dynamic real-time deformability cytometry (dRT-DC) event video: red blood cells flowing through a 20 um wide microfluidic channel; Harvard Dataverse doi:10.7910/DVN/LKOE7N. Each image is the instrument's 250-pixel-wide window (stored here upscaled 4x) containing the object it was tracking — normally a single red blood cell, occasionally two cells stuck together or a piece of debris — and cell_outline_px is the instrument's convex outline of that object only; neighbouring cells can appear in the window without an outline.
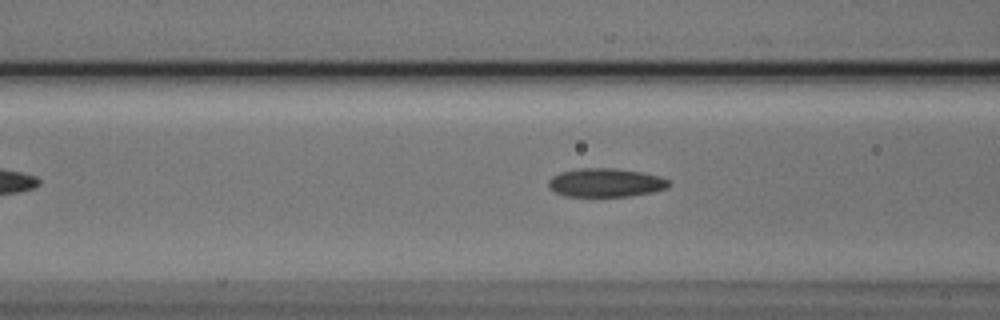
{"species": "Egyptian fruit bat (a non-hibernating species)", "species_latin": "Rousettus aegyptiacus", "temperature_condition": "cold", "stored_images_in_passage": 34, "camera_frame_rate_fps": 3000, "um_per_image_px": 0.085, "animal": {"sex": "male"}, "frame": {"image": 1, "passage_image": 12, "time_ms": 3.667, "image_size_px": [1000, 320], "cell_outline_px": [[672, 184], [668, 188], [652, 192], [632, 196], [564, 196], [548, 188], [548, 180], [552, 176], [560, 172], [580, 168], [616, 168], [640, 172], [660, 176], [668, 180]], "centroid_in_image_um": [51.49, 15.52], "position_along_channel_um": 115.1, "area_um2": 20.23}}
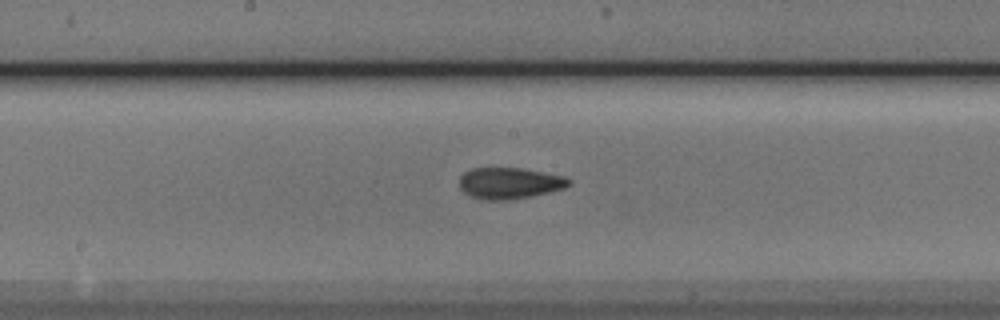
{"frame": {"image": 2, "passage_image": 19, "time_ms": 6.0, "image_size_px": [1000, 320], "cell_outline_px": [[572, 184], [564, 188], [532, 196], [508, 200], [480, 200], [464, 192], [460, 188], [460, 176], [464, 172], [472, 168], [520, 168], [564, 176], [572, 180]], "centroid_in_image_um": [43.31, 15.57], "position_along_channel_um": 204.9, "area_um2": 20.0}}
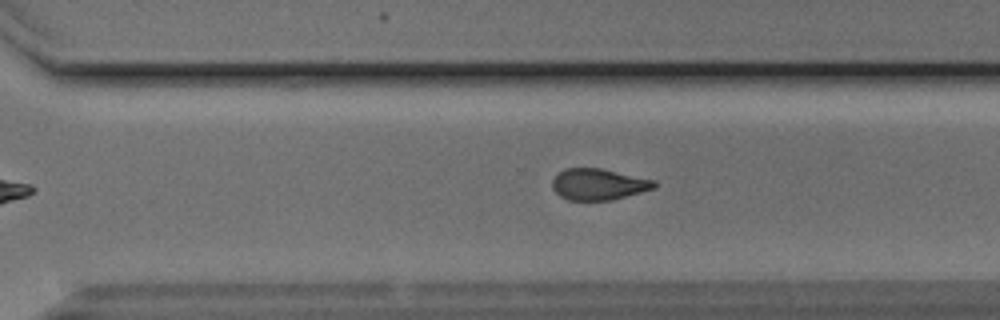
{"frame": {"image": 3, "passage_image": 28, "time_ms": 9.0, "image_size_px": [1000, 320], "cell_outline_px": [[656, 188], [612, 200], [568, 200], [560, 196], [552, 188], [552, 180], [564, 168], [600, 168], [656, 180]], "centroid_in_image_um": [50.88, 15.66], "position_along_channel_um": 319.7, "area_um2": 18.61}}